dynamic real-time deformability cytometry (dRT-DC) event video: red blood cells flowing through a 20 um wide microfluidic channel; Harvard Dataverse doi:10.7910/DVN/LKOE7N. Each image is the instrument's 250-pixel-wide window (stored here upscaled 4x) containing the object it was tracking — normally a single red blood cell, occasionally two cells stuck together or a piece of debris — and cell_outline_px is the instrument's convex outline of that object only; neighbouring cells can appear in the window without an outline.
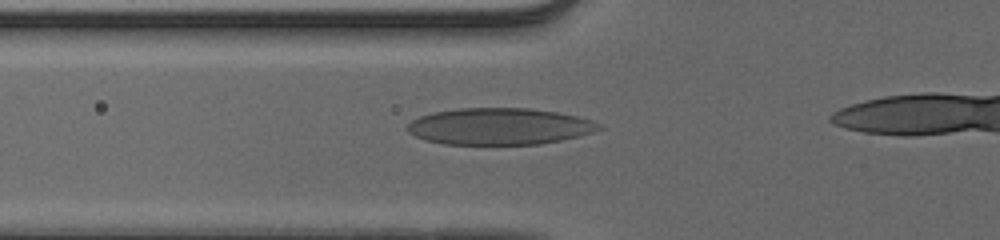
{"species": "human", "species_latin": "Homo sapiens", "temperature_condition": "cold", "stored_images_in_passage": 40, "camera_frame_rate_fps": 3000, "um_per_image_px": 0.085, "donor": {"sex": "male"}, "frame": {"image": 1, "passage_image": 13, "time_ms": 4.0, "image_size_px": [1000, 240], "cell_outline_px": [[604, 128], [592, 132], [560, 140], [540, 144], [444, 144], [424, 140], [408, 132], [404, 128], [412, 120], [420, 116], [432, 112], [456, 108], [528, 108], [556, 112], [576, 116], [592, 120], [600, 124]], "centroid_in_image_um": [42.4, 10.74], "position_along_channel_um": 83.4, "area_um2": 40.92}}
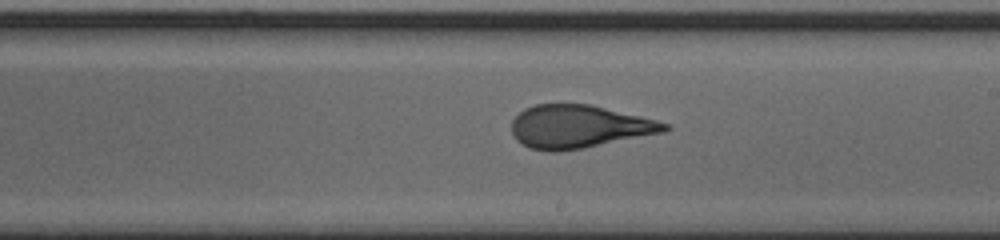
{"frame": {"image": 2, "passage_image": 25, "time_ms": 8.0, "image_size_px": [1000, 240], "cell_outline_px": [[672, 128], [664, 132], [584, 148], [560, 152], [548, 152], [528, 148], [520, 144], [516, 140], [512, 132], [512, 120], [524, 108], [536, 104], [588, 104], [640, 116], [672, 124]], "centroid_in_image_um": [49.19, 10.78], "position_along_channel_um": 239.8, "area_um2": 38.55}}
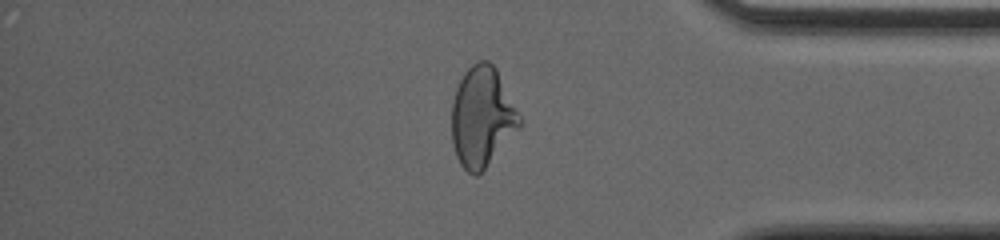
{"frame": {"image": 3, "passage_image": 38, "time_ms": 12.333, "image_size_px": [1000, 240], "cell_outline_px": [[520, 128], [484, 168], [476, 176], [472, 176], [460, 164], [456, 156], [452, 144], [452, 100], [456, 88], [464, 72], [476, 60], [488, 60], [496, 68], [520, 116]], "centroid_in_image_um": [40.95, 9.93], "position_along_channel_um": 394.3, "area_um2": 39.3}}